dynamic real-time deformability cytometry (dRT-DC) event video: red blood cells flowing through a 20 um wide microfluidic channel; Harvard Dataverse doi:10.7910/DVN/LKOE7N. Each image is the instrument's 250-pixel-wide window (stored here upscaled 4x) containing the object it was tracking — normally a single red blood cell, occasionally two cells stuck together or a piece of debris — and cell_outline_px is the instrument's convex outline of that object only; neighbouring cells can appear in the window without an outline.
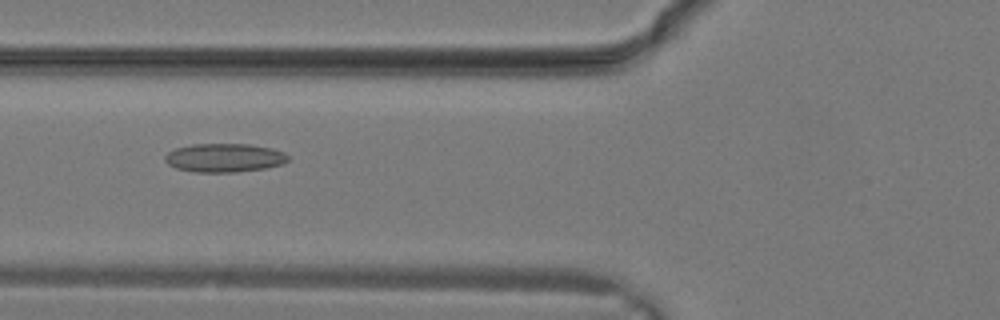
{"species": "common noctule bat (a hibernating species)", "species_latin": "Nyctalus noctula", "temperature_condition": "warm", "stored_images_in_passage": 8, "camera_frame_rate_fps": 3000, "um_per_image_px": 0.085, "animal": {"sex": "male", "body_mass_g": 19.2, "forearm_length_mm": 51.8}, "frame": {"image": 1, "passage_image": 3, "time_ms": 0.667, "image_size_px": [1000, 320], "cell_outline_px": [[288, 160], [280, 164], [264, 168], [236, 172], [192, 172], [176, 168], [168, 164], [164, 160], [164, 156], [168, 152], [176, 148], [192, 144], [248, 144], [272, 148], [284, 152], [288, 156]], "centroid_in_image_um": [19.03, 13.41], "position_along_channel_um": 106.8, "area_um2": 20.52}}
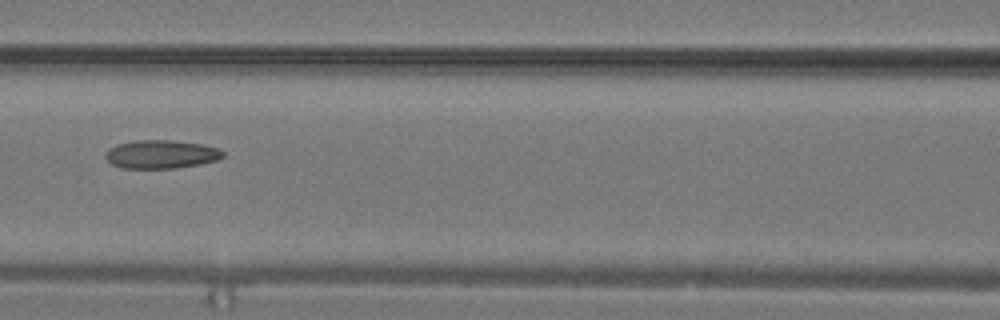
{"frame": {"image": 2, "passage_image": 5, "time_ms": 1.333, "image_size_px": [1000, 320], "cell_outline_px": [[224, 156], [216, 160], [200, 164], [176, 168], [124, 168], [112, 164], [104, 156], [104, 152], [108, 148], [116, 144], [136, 140], [172, 140], [200, 144], [220, 148], [224, 152]], "centroid_in_image_um": [13.68, 13.1], "position_along_channel_um": 152.9, "area_um2": 19.54}}
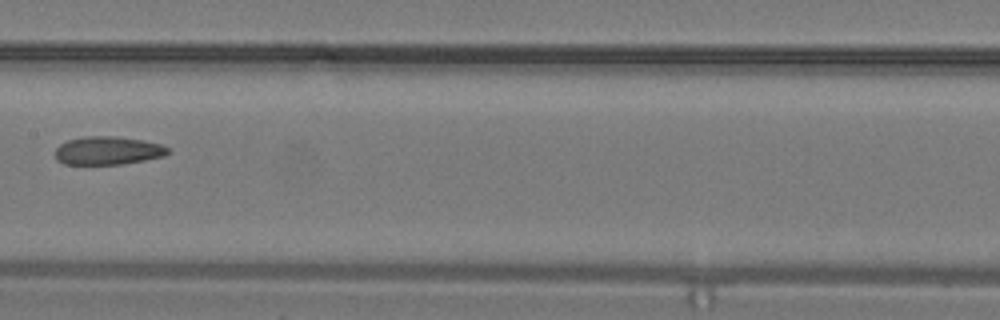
{"frame": {"image": 3, "passage_image": 7, "time_ms": 2.0, "image_size_px": [1000, 320], "cell_outline_px": [[168, 152], [164, 156], [144, 160], [120, 164], [64, 164], [56, 160], [56, 148], [60, 144], [68, 140], [84, 136], [116, 136], [140, 140], [160, 144], [168, 148]], "centroid_in_image_um": [9.13, 12.8], "position_along_channel_um": 198.3, "area_um2": 18.38}}